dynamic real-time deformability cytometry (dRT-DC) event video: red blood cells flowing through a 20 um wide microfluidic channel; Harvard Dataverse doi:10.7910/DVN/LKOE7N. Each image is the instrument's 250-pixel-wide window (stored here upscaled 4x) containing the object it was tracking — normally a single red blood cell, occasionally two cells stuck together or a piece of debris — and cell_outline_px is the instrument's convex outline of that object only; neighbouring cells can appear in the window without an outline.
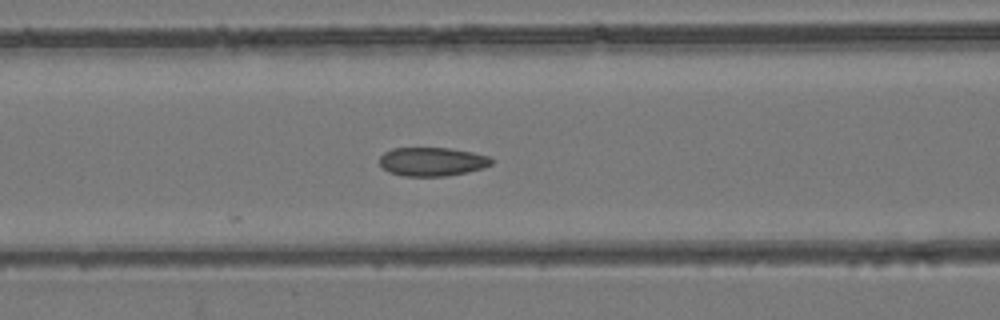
{"species": "common noctule bat (a hibernating species)", "species_latin": "Nyctalus noctula", "temperature_condition": "room temperature", "stored_images_in_passage": 22, "camera_frame_rate_fps": 3000, "um_per_image_px": 0.085, "animal": {"sex": "female", "body_mass_g": 24.6, "forearm_length_mm": 56.2}, "frame": {"image": 1, "passage_image": 22, "time_ms": 7.0, "image_size_px": [1000, 320], "cell_outline_px": [[496, 160], [492, 164], [484, 168], [468, 172], [448, 176], [404, 176], [388, 172], [380, 164], [380, 156], [384, 152], [392, 148], [448, 148], [472, 152], [488, 156]], "centroid_in_image_um": [36.76, 13.74], "position_along_channel_um": 129.8, "area_um2": 18.9}}